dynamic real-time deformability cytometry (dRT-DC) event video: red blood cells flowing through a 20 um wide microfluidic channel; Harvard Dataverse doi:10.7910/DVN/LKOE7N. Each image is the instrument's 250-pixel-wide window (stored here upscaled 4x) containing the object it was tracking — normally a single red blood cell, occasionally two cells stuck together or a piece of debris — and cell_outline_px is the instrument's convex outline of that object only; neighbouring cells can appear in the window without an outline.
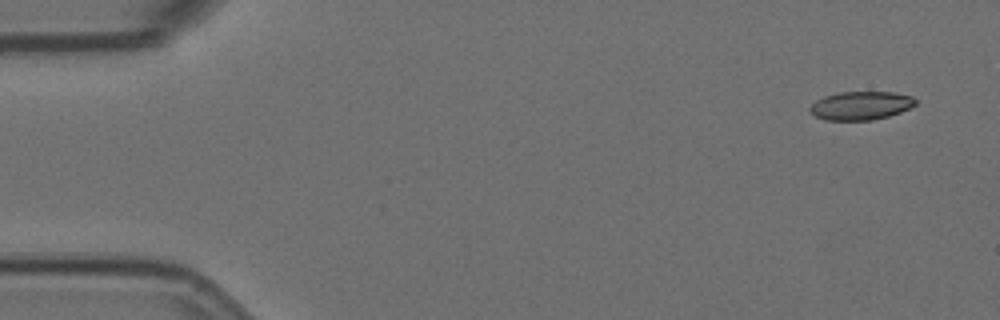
{"species": "Egyptian fruit bat (a non-hibernating species)", "species_latin": "Rousettus aegyptiacus", "temperature_condition": "room temperature", "stored_images_in_passage": 6, "camera_frame_rate_fps": 3000, "um_per_image_px": 0.085, "animal": {"sex": "female"}, "frame": {"image": 1, "passage_image": 1, "time_ms": 0.0, "image_size_px": [1000, 320], "cell_outline_px": [[916, 104], [900, 112], [888, 116], [872, 120], [824, 120], [816, 116], [808, 108], [816, 100], [824, 96], [840, 92], [896, 92], [912, 96], [916, 100]], "centroid_in_image_um": [73.17, 8.97], "position_along_channel_um": 11.8, "area_um2": 17.46}}
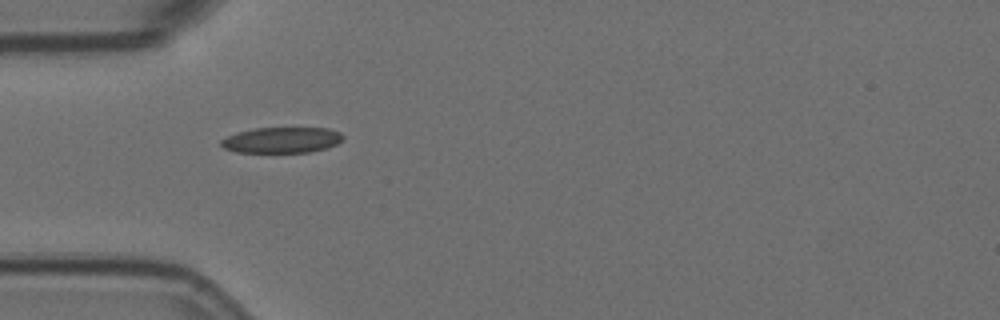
{"frame": {"image": 2, "passage_image": 5, "time_ms": 1.333, "image_size_px": [1000, 320], "cell_outline_px": [[344, 140], [328, 148], [308, 152], [236, 152], [224, 148], [220, 144], [220, 140], [236, 132], [256, 128], [328, 128], [340, 132], [344, 136]], "centroid_in_image_um": [23.97, 11.9], "position_along_channel_um": 61.0, "area_um2": 18.38}}
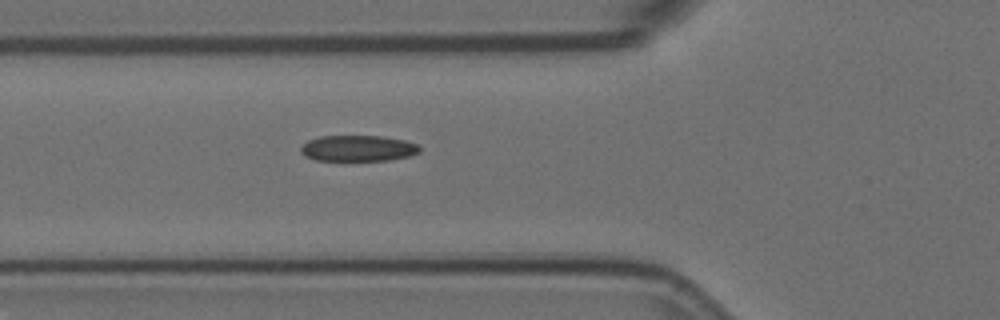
{"frame": {"image": 3, "passage_image": 6, "time_ms": 1.667, "image_size_px": [1000, 320], "cell_outline_px": [[420, 152], [408, 156], [388, 160], [316, 160], [304, 156], [300, 152], [300, 148], [308, 140], [320, 136], [380, 136], [404, 140], [416, 144], [420, 148]], "centroid_in_image_um": [30.4, 12.6], "position_along_channel_um": 95.4, "area_um2": 17.86}}